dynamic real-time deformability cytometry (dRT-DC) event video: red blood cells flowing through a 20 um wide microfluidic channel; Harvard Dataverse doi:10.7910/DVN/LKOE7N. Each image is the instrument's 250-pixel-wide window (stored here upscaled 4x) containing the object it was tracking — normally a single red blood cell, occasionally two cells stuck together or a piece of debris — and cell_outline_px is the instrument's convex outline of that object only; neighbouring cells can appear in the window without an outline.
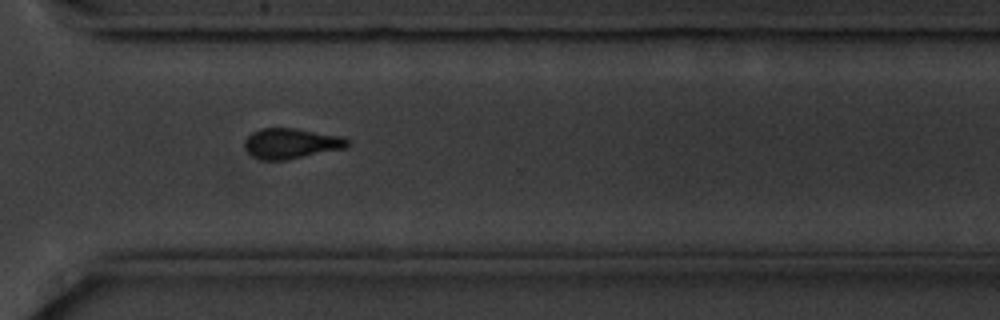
{"species": "common noctule bat (a hibernating species)", "species_latin": "Nyctalus noctula", "temperature_condition": "cold", "stored_images_in_passage": 40, "camera_frame_rate_fps": 3000, "um_per_image_px": 0.085, "animal": {"sex": "male", "body_mass_g": 20.1, "forearm_length_mm": 53.5}, "frame": {"image": 1, "passage_image": 29, "time_ms": 9.333, "image_size_px": [1000, 320], "cell_outline_px": [[352, 144], [344, 148], [284, 160], [268, 160], [252, 156], [244, 148], [244, 140], [252, 132], [260, 128], [292, 128], [344, 136]], "centroid_in_image_um": [24.74, 12.18], "position_along_channel_um": 345.9, "area_um2": 18.09}, "authors_computed_cell_mechanics": {"area_um2": 18.4093, "velocity_mm_per_s": 3.5316, "shape_relaxation_time_tau1_ms": 2.0212, "shape_relaxation_time_tau2_ms": null, "deformation_change_tau1": 0.1126, "deformation_change_tau2": null}}